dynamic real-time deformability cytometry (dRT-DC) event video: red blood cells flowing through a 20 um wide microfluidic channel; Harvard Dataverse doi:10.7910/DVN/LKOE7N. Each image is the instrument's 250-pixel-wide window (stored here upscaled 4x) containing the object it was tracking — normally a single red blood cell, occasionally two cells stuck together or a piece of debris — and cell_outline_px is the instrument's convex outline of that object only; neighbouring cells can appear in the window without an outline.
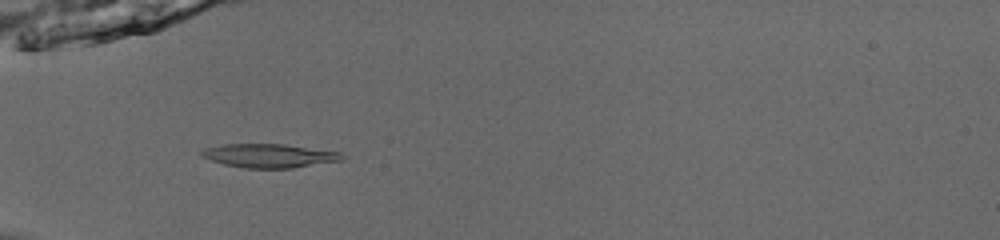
{"species": "common noctule bat (a hibernating species)", "species_latin": "Nyctalus noctula", "temperature_condition": "room temperature", "stored_images_in_passage": 53, "camera_frame_rate_fps": 3000, "um_per_image_px": 0.085, "animal": {"sex": "male", "body_mass_g": 13.0, "forearm_length_mm": 53.1}, "frame": {"image": 1, "passage_image": 19, "time_ms": 6.0, "image_size_px": [1000, 240], "cell_outline_px": [[344, 156], [340, 160], [292, 168], [244, 168], [224, 164], [200, 156], [200, 152], [204, 148], [220, 144], [284, 144], [340, 152]], "centroid_in_image_um": [22.82, 13.23], "position_along_channel_um": 62.2, "area_um2": 19.31}}
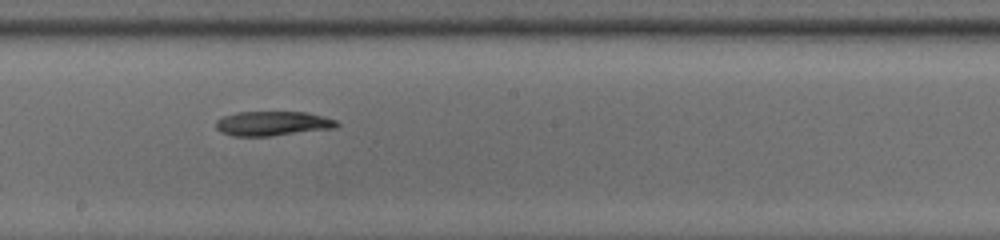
{"frame": {"image": 2, "passage_image": 32, "time_ms": 10.333, "image_size_px": [1000, 240], "cell_outline_px": [[340, 124], [336, 128], [272, 136], [232, 136], [220, 132], [216, 128], [216, 120], [224, 116], [236, 112], [304, 112], [336, 120]], "centroid_in_image_um": [23.15, 10.51], "position_along_channel_um": 225.1, "area_um2": 17.28}}
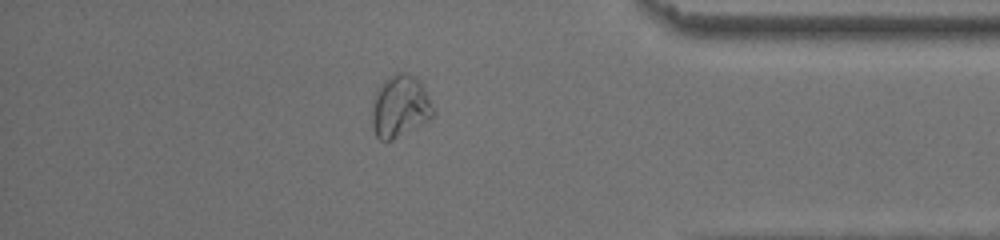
{"frame": {"image": 3, "passage_image": 47, "time_ms": 15.333, "image_size_px": [1000, 240], "cell_outline_px": [[436, 112], [428, 120], [392, 140], [380, 140], [376, 136], [372, 128], [372, 100], [380, 84], [388, 76], [396, 72], [404, 72], [416, 76], [420, 80]], "centroid_in_image_um": [33.99, 9.02], "position_along_channel_um": 401.2, "area_um2": 22.31}}